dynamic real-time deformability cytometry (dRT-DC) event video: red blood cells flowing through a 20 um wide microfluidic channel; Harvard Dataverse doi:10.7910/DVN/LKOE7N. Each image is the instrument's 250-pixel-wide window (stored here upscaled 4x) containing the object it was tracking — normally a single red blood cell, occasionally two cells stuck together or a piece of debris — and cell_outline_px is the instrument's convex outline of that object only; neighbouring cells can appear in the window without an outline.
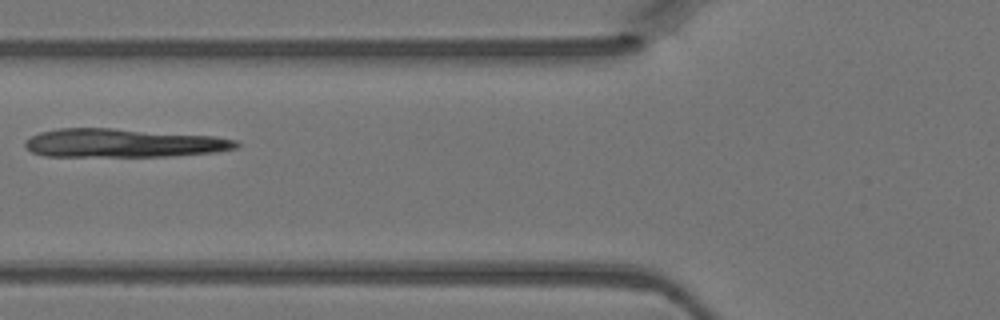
{"species": "Egyptian fruit bat (a non-hibernating species)", "species_latin": "Rousettus aegyptiacus", "temperature_condition": "warm", "stored_images_in_passage": 4, "camera_frame_rate_fps": 3000, "um_per_image_px": 0.085, "animal": {"sex": "female"}, "frame": {"image": 1, "passage_image": 4, "time_ms": 1.0, "image_size_px": [1000, 320], "cell_outline_px": [[240, 144], [236, 148], [216, 152], [172, 156], [44, 156], [32, 152], [24, 144], [24, 140], [40, 132], [60, 128], [112, 128], [212, 136], [236, 140]], "centroid_in_image_um": [10.46, 12.16], "position_along_channel_um": 115.3, "area_um2": 35.03}}